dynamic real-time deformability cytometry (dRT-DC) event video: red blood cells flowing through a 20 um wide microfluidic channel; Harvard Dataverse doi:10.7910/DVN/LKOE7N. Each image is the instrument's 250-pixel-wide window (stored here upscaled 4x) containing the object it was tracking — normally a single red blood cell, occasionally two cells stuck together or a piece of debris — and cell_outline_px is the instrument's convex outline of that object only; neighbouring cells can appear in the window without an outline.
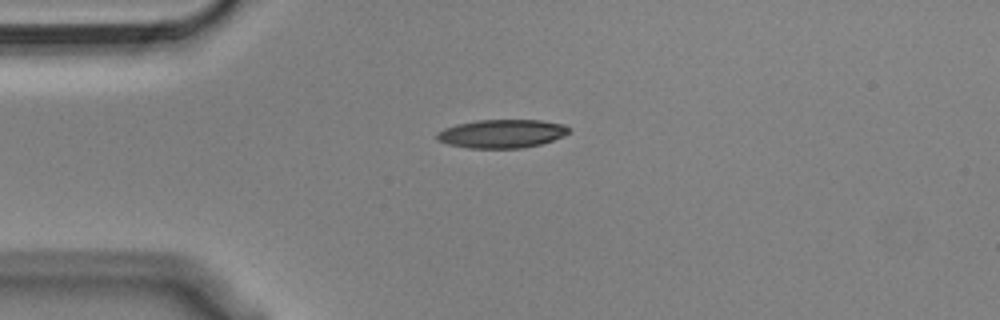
{"species": "Egyptian fruit bat (a non-hibernating species)", "species_latin": "Rousettus aegyptiacus", "temperature_condition": "cold", "stored_images_in_passage": 43, "camera_frame_rate_fps": 3000, "um_per_image_px": 0.085, "animal": {"sex": "male"}, "frame": {"image": 1, "passage_image": 1, "time_ms": 0.0, "image_size_px": [1000, 320], "cell_outline_px": [[572, 128], [564, 136], [540, 144], [524, 148], [468, 148], [448, 144], [436, 140], [436, 132], [444, 128], [456, 124], [476, 120], [540, 120], [564, 124]], "centroid_in_image_um": [42.64, 11.36], "position_along_channel_um": 42.4, "area_um2": 22.08}}
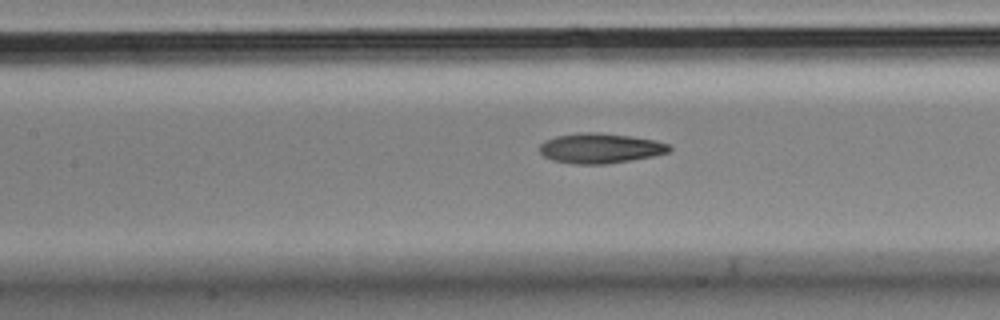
{"frame": {"image": 2, "passage_image": 12, "time_ms": 3.667, "image_size_px": [1000, 320], "cell_outline_px": [[672, 148], [668, 152], [652, 156], [632, 160], [608, 164], [576, 164], [552, 160], [544, 156], [540, 152], [540, 144], [544, 140], [556, 136], [584, 132], [600, 132], [632, 136], [656, 140], [668, 144]], "centroid_in_image_um": [51.02, 12.59], "position_along_channel_um": 156.4, "area_um2": 22.77}}
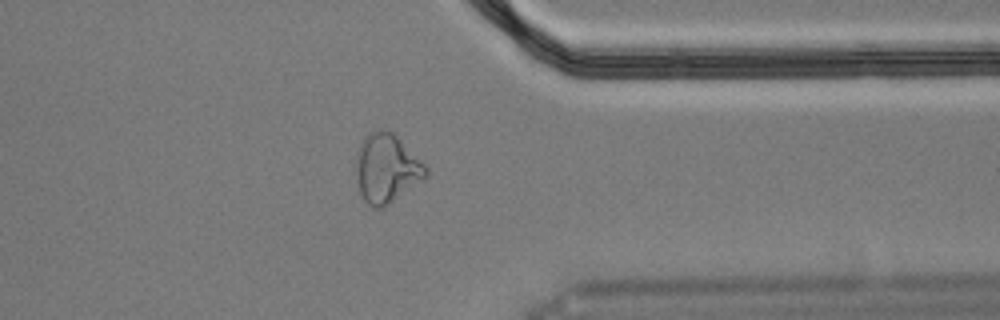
{"frame": {"image": 3, "passage_image": 31, "time_ms": 10.0, "image_size_px": [1000, 320], "cell_outline_px": [[428, 176], [384, 208], [372, 208], [364, 200], [360, 192], [356, 180], [356, 160], [364, 136], [368, 132], [380, 128], [388, 128], [428, 168]], "centroid_in_image_um": [32.85, 14.32], "position_along_channel_um": 378.6, "area_um2": 28.03}, "authors_computed_cell_mechanics": {"area_um2": 22.9466, "velocity_mm_per_s": 3.6285, "shape_relaxation_time_tau1_ms": 8.296, "shape_relaxation_time_tau2_ms": 3.5114, "deformation_change_tau1": 0.2421, "deformation_change_tau2": 0.1092}}